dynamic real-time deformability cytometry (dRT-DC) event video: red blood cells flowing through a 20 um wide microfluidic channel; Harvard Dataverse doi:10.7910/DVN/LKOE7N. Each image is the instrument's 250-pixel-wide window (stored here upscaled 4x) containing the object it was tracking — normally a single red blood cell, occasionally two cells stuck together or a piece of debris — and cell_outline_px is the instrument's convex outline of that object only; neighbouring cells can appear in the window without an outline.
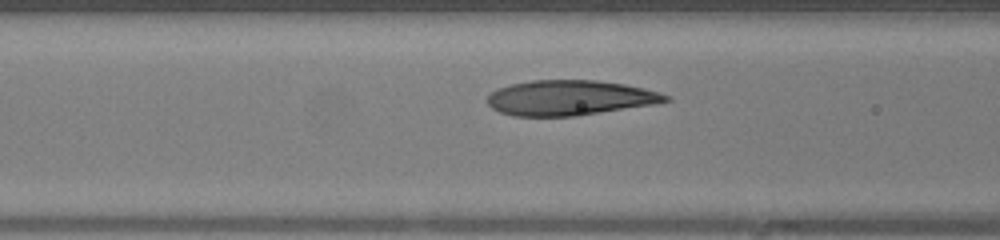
{"species": "human", "species_latin": "Homo sapiens", "temperature_condition": "warm", "stored_images_in_passage": 9, "camera_frame_rate_fps": 3000, "um_per_image_px": 0.085, "donor": {"sex": "female"}, "frame": {"image": 1, "passage_image": 7, "time_ms": 2.0, "image_size_px": [1000, 240], "cell_outline_px": [[672, 100], [656, 104], [576, 116], [512, 116], [500, 112], [492, 108], [488, 104], [488, 96], [492, 92], [500, 88], [512, 84], [532, 80], [596, 80], [624, 84], [644, 88], [660, 92], [672, 96]], "centroid_in_image_um": [48.49, 8.32], "position_along_channel_um": 118.1, "area_um2": 36.53}}